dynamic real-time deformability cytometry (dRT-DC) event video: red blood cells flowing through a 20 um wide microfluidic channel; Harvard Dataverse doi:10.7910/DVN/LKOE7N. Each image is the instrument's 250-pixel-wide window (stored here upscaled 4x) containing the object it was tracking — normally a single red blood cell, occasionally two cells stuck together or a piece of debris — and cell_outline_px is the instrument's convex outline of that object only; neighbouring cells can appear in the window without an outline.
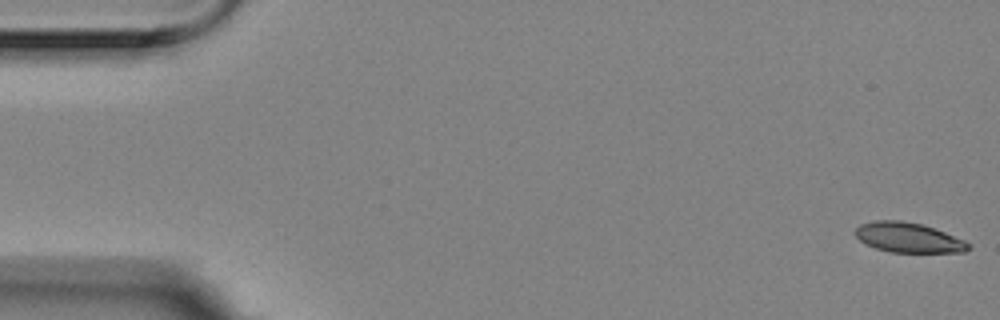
{"species": "Egyptian fruit bat (a non-hibernating species)", "species_latin": "Rousettus aegyptiacus", "temperature_condition": "room temperature", "stored_images_in_passage": 11, "camera_frame_rate_fps": 3000, "um_per_image_px": 0.085, "animal": {"sex": "female"}, "frame": {"image": 1, "passage_image": 1, "time_ms": 0.0, "image_size_px": [1000, 320], "cell_outline_px": [[972, 248], [964, 252], [888, 252], [864, 244], [856, 236], [856, 228], [860, 224], [876, 220], [900, 220], [920, 224], [944, 232], [964, 240], [972, 244]], "centroid_in_image_um": [77.22, 20.2], "position_along_channel_um": 7.8, "area_um2": 19.65}}
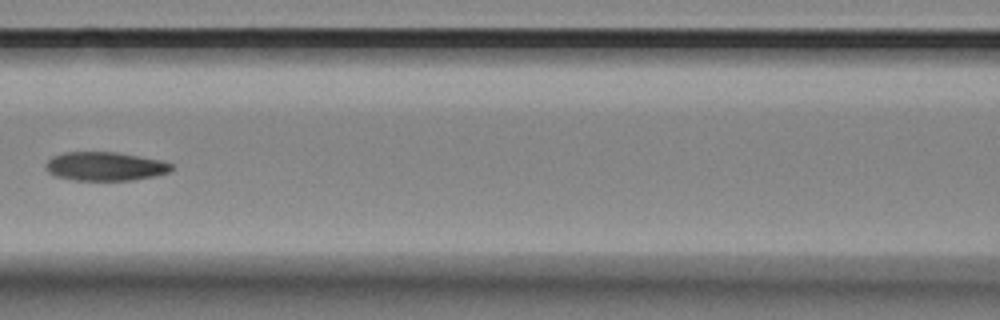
{"frame": {"image": 2, "passage_image": 7, "time_ms": 2.0, "image_size_px": [1000, 320], "cell_outline_px": [[172, 168], [168, 172], [156, 176], [132, 180], [72, 180], [56, 176], [48, 172], [44, 164], [52, 156], [64, 152], [116, 152], [160, 160], [172, 164]], "centroid_in_image_um": [8.9, 14.14], "position_along_channel_um": 157.7, "area_um2": 21.04}}
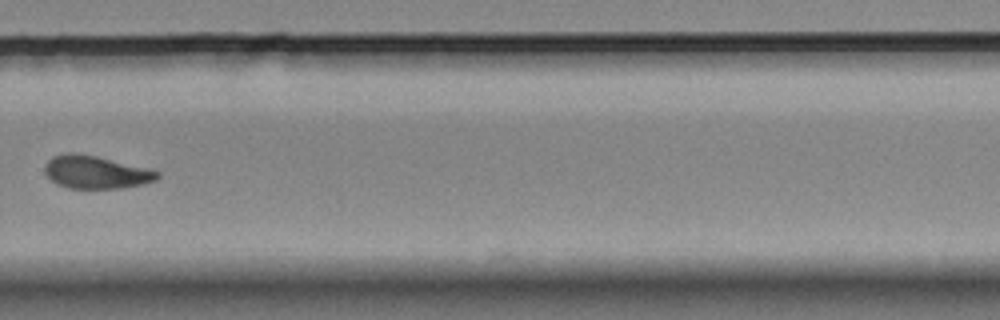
{"frame": {"image": 3, "passage_image": 11, "time_ms": 3.333, "image_size_px": [1000, 320], "cell_outline_px": [[160, 176], [156, 180], [144, 184], [124, 188], [68, 188], [56, 184], [44, 172], [44, 164], [52, 156], [68, 152], [72, 152], [96, 156], [160, 172]], "centroid_in_image_um": [8.11, 14.64], "position_along_channel_um": 321.7, "area_um2": 21.44}}